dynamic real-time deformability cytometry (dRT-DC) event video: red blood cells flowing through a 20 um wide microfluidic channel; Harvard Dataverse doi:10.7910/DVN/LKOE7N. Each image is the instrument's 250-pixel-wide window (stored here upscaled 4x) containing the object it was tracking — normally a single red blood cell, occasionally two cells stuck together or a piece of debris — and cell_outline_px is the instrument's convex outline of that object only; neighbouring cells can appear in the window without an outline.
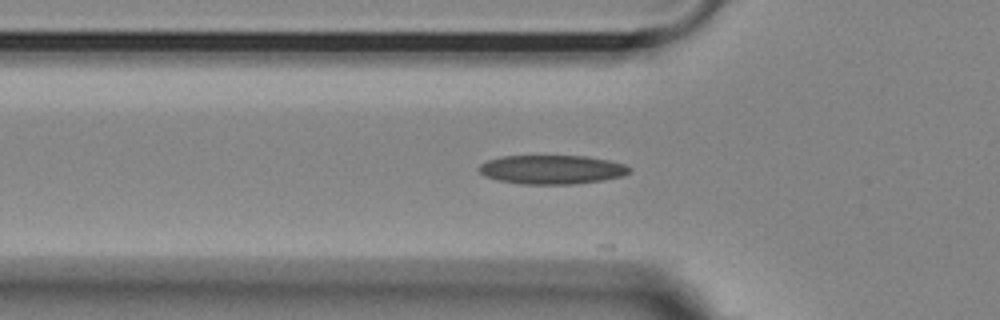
{"species": "Egyptian fruit bat (a non-hibernating species)", "species_latin": "Rousettus aegyptiacus", "temperature_condition": "room temperature", "stored_images_in_passage": 11, "camera_frame_rate_fps": 3000, "um_per_image_px": 0.085, "animal": {"sex": "female"}, "frame": {"image": 1, "passage_image": 4, "time_ms": 1.0, "image_size_px": [1000, 320], "cell_outline_px": [[632, 168], [624, 176], [576, 184], [520, 184], [500, 180], [484, 176], [476, 168], [480, 164], [488, 160], [500, 156], [584, 156], [608, 160], [624, 164]], "centroid_in_image_um": [46.88, 14.41], "position_along_channel_um": 78.9, "area_um2": 25.37}}